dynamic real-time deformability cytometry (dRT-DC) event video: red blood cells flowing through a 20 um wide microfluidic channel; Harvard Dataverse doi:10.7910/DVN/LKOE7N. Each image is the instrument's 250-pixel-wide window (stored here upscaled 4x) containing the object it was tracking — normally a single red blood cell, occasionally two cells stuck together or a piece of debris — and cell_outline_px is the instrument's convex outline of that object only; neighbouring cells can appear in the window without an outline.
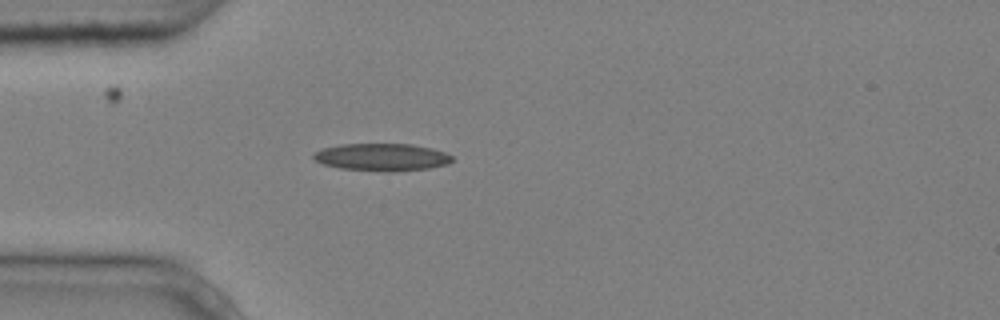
{"species": "common noctule bat (a hibernating species)", "species_latin": "Nyctalus noctula", "temperature_condition": "cold", "stored_images_in_passage": 4, "camera_frame_rate_fps": 3000, "um_per_image_px": 0.085, "animal": {"sex": "male", "body_mass_g": 20.4}, "frame": {"image": 1, "passage_image": 4, "time_ms": 1.0, "image_size_px": [1000, 320], "cell_outline_px": [[452, 160], [448, 164], [428, 168], [396, 172], [388, 172], [340, 168], [324, 164], [316, 160], [312, 156], [316, 152], [324, 148], [340, 144], [412, 144], [432, 148], [444, 152], [452, 156]], "centroid_in_image_um": [32.49, 13.36], "position_along_channel_um": 52.5, "area_um2": 22.08}}